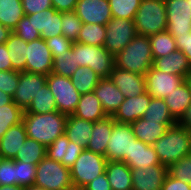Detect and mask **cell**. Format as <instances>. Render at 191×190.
Instances as JSON below:
<instances>
[{
    "label": "cell",
    "instance_id": "obj_1",
    "mask_svg": "<svg viewBox=\"0 0 191 190\" xmlns=\"http://www.w3.org/2000/svg\"><path fill=\"white\" fill-rule=\"evenodd\" d=\"M68 115L59 111L37 114L24 111L22 122L25 125L27 137L36 140L45 147L51 145L58 137L65 134Z\"/></svg>",
    "mask_w": 191,
    "mask_h": 190
},
{
    "label": "cell",
    "instance_id": "obj_2",
    "mask_svg": "<svg viewBox=\"0 0 191 190\" xmlns=\"http://www.w3.org/2000/svg\"><path fill=\"white\" fill-rule=\"evenodd\" d=\"M115 66L140 75H145L153 65L149 36L137 34L123 50L114 56Z\"/></svg>",
    "mask_w": 191,
    "mask_h": 190
},
{
    "label": "cell",
    "instance_id": "obj_3",
    "mask_svg": "<svg viewBox=\"0 0 191 190\" xmlns=\"http://www.w3.org/2000/svg\"><path fill=\"white\" fill-rule=\"evenodd\" d=\"M161 164L172 163L191 153V131L179 123L169 127L164 136L153 145Z\"/></svg>",
    "mask_w": 191,
    "mask_h": 190
},
{
    "label": "cell",
    "instance_id": "obj_4",
    "mask_svg": "<svg viewBox=\"0 0 191 190\" xmlns=\"http://www.w3.org/2000/svg\"><path fill=\"white\" fill-rule=\"evenodd\" d=\"M137 34L151 36L166 31L165 0H142L134 19Z\"/></svg>",
    "mask_w": 191,
    "mask_h": 190
},
{
    "label": "cell",
    "instance_id": "obj_5",
    "mask_svg": "<svg viewBox=\"0 0 191 190\" xmlns=\"http://www.w3.org/2000/svg\"><path fill=\"white\" fill-rule=\"evenodd\" d=\"M34 185L46 190H75L70 168L45 156L36 165Z\"/></svg>",
    "mask_w": 191,
    "mask_h": 190
},
{
    "label": "cell",
    "instance_id": "obj_6",
    "mask_svg": "<svg viewBox=\"0 0 191 190\" xmlns=\"http://www.w3.org/2000/svg\"><path fill=\"white\" fill-rule=\"evenodd\" d=\"M108 160L105 156L84 149L70 167L75 190H82L89 182L103 174Z\"/></svg>",
    "mask_w": 191,
    "mask_h": 190
},
{
    "label": "cell",
    "instance_id": "obj_7",
    "mask_svg": "<svg viewBox=\"0 0 191 190\" xmlns=\"http://www.w3.org/2000/svg\"><path fill=\"white\" fill-rule=\"evenodd\" d=\"M76 59L79 66H88L100 77H110L115 66L114 56L104 46L76 42Z\"/></svg>",
    "mask_w": 191,
    "mask_h": 190
},
{
    "label": "cell",
    "instance_id": "obj_8",
    "mask_svg": "<svg viewBox=\"0 0 191 190\" xmlns=\"http://www.w3.org/2000/svg\"><path fill=\"white\" fill-rule=\"evenodd\" d=\"M47 85L56 101L57 111L67 115L73 114L81 94L71 79L51 72L47 75Z\"/></svg>",
    "mask_w": 191,
    "mask_h": 190
},
{
    "label": "cell",
    "instance_id": "obj_9",
    "mask_svg": "<svg viewBox=\"0 0 191 190\" xmlns=\"http://www.w3.org/2000/svg\"><path fill=\"white\" fill-rule=\"evenodd\" d=\"M104 48L113 56L137 35L134 20L113 17L106 25Z\"/></svg>",
    "mask_w": 191,
    "mask_h": 190
},
{
    "label": "cell",
    "instance_id": "obj_10",
    "mask_svg": "<svg viewBox=\"0 0 191 190\" xmlns=\"http://www.w3.org/2000/svg\"><path fill=\"white\" fill-rule=\"evenodd\" d=\"M132 139H136L131 124L115 122L106 150L108 161L125 162L129 157Z\"/></svg>",
    "mask_w": 191,
    "mask_h": 190
},
{
    "label": "cell",
    "instance_id": "obj_11",
    "mask_svg": "<svg viewBox=\"0 0 191 190\" xmlns=\"http://www.w3.org/2000/svg\"><path fill=\"white\" fill-rule=\"evenodd\" d=\"M167 27L170 34L191 31L190 0H165Z\"/></svg>",
    "mask_w": 191,
    "mask_h": 190
},
{
    "label": "cell",
    "instance_id": "obj_12",
    "mask_svg": "<svg viewBox=\"0 0 191 190\" xmlns=\"http://www.w3.org/2000/svg\"><path fill=\"white\" fill-rule=\"evenodd\" d=\"M26 55V72L45 76L52 72L53 57L43 38L28 42Z\"/></svg>",
    "mask_w": 191,
    "mask_h": 190
},
{
    "label": "cell",
    "instance_id": "obj_13",
    "mask_svg": "<svg viewBox=\"0 0 191 190\" xmlns=\"http://www.w3.org/2000/svg\"><path fill=\"white\" fill-rule=\"evenodd\" d=\"M145 82L147 93L154 98H165L174 89H176L185 78L162 72L153 66L146 72Z\"/></svg>",
    "mask_w": 191,
    "mask_h": 190
},
{
    "label": "cell",
    "instance_id": "obj_14",
    "mask_svg": "<svg viewBox=\"0 0 191 190\" xmlns=\"http://www.w3.org/2000/svg\"><path fill=\"white\" fill-rule=\"evenodd\" d=\"M45 84H47L45 75L19 72V84L13 96V102L25 111Z\"/></svg>",
    "mask_w": 191,
    "mask_h": 190
},
{
    "label": "cell",
    "instance_id": "obj_15",
    "mask_svg": "<svg viewBox=\"0 0 191 190\" xmlns=\"http://www.w3.org/2000/svg\"><path fill=\"white\" fill-rule=\"evenodd\" d=\"M168 174V167L157 164L150 167L131 169L132 190H161Z\"/></svg>",
    "mask_w": 191,
    "mask_h": 190
},
{
    "label": "cell",
    "instance_id": "obj_16",
    "mask_svg": "<svg viewBox=\"0 0 191 190\" xmlns=\"http://www.w3.org/2000/svg\"><path fill=\"white\" fill-rule=\"evenodd\" d=\"M74 12L82 23L105 26L113 18L109 0H77Z\"/></svg>",
    "mask_w": 191,
    "mask_h": 190
},
{
    "label": "cell",
    "instance_id": "obj_17",
    "mask_svg": "<svg viewBox=\"0 0 191 190\" xmlns=\"http://www.w3.org/2000/svg\"><path fill=\"white\" fill-rule=\"evenodd\" d=\"M125 98L136 97L147 92L145 76L114 66L109 77Z\"/></svg>",
    "mask_w": 191,
    "mask_h": 190
},
{
    "label": "cell",
    "instance_id": "obj_18",
    "mask_svg": "<svg viewBox=\"0 0 191 190\" xmlns=\"http://www.w3.org/2000/svg\"><path fill=\"white\" fill-rule=\"evenodd\" d=\"M32 26L38 30L41 38L49 39L61 33L62 12L56 11L54 8L45 9L28 15Z\"/></svg>",
    "mask_w": 191,
    "mask_h": 190
},
{
    "label": "cell",
    "instance_id": "obj_19",
    "mask_svg": "<svg viewBox=\"0 0 191 190\" xmlns=\"http://www.w3.org/2000/svg\"><path fill=\"white\" fill-rule=\"evenodd\" d=\"M150 99L151 96L147 92L136 97L125 98L112 117L116 122L131 124L143 118Z\"/></svg>",
    "mask_w": 191,
    "mask_h": 190
},
{
    "label": "cell",
    "instance_id": "obj_20",
    "mask_svg": "<svg viewBox=\"0 0 191 190\" xmlns=\"http://www.w3.org/2000/svg\"><path fill=\"white\" fill-rule=\"evenodd\" d=\"M83 150V147L69 141L63 134L47 147L46 156L70 168Z\"/></svg>",
    "mask_w": 191,
    "mask_h": 190
},
{
    "label": "cell",
    "instance_id": "obj_21",
    "mask_svg": "<svg viewBox=\"0 0 191 190\" xmlns=\"http://www.w3.org/2000/svg\"><path fill=\"white\" fill-rule=\"evenodd\" d=\"M93 92L100 100L107 116H113L121 103L125 100V96L109 77L100 78Z\"/></svg>",
    "mask_w": 191,
    "mask_h": 190
},
{
    "label": "cell",
    "instance_id": "obj_22",
    "mask_svg": "<svg viewBox=\"0 0 191 190\" xmlns=\"http://www.w3.org/2000/svg\"><path fill=\"white\" fill-rule=\"evenodd\" d=\"M152 66L162 72L178 75L185 79L191 75V65L185 54L180 50H175L168 56L155 58Z\"/></svg>",
    "mask_w": 191,
    "mask_h": 190
},
{
    "label": "cell",
    "instance_id": "obj_23",
    "mask_svg": "<svg viewBox=\"0 0 191 190\" xmlns=\"http://www.w3.org/2000/svg\"><path fill=\"white\" fill-rule=\"evenodd\" d=\"M125 163L131 169H144L145 167L161 164L155 148L137 139H132L130 154Z\"/></svg>",
    "mask_w": 191,
    "mask_h": 190
},
{
    "label": "cell",
    "instance_id": "obj_24",
    "mask_svg": "<svg viewBox=\"0 0 191 190\" xmlns=\"http://www.w3.org/2000/svg\"><path fill=\"white\" fill-rule=\"evenodd\" d=\"M176 123H158L139 118L131 123L133 133L137 140L153 146L154 143L165 135L167 129Z\"/></svg>",
    "mask_w": 191,
    "mask_h": 190
},
{
    "label": "cell",
    "instance_id": "obj_25",
    "mask_svg": "<svg viewBox=\"0 0 191 190\" xmlns=\"http://www.w3.org/2000/svg\"><path fill=\"white\" fill-rule=\"evenodd\" d=\"M115 122L112 116L94 122L86 149L106 157L107 144Z\"/></svg>",
    "mask_w": 191,
    "mask_h": 190
},
{
    "label": "cell",
    "instance_id": "obj_26",
    "mask_svg": "<svg viewBox=\"0 0 191 190\" xmlns=\"http://www.w3.org/2000/svg\"><path fill=\"white\" fill-rule=\"evenodd\" d=\"M173 119L178 123L184 116L186 109L191 105V87L185 79L181 85L163 98Z\"/></svg>",
    "mask_w": 191,
    "mask_h": 190
},
{
    "label": "cell",
    "instance_id": "obj_27",
    "mask_svg": "<svg viewBox=\"0 0 191 190\" xmlns=\"http://www.w3.org/2000/svg\"><path fill=\"white\" fill-rule=\"evenodd\" d=\"M26 128L23 122L10 127L0 138V155L3 159H14L27 139Z\"/></svg>",
    "mask_w": 191,
    "mask_h": 190
},
{
    "label": "cell",
    "instance_id": "obj_28",
    "mask_svg": "<svg viewBox=\"0 0 191 190\" xmlns=\"http://www.w3.org/2000/svg\"><path fill=\"white\" fill-rule=\"evenodd\" d=\"M92 130L93 122L78 118L73 114L68 115L65 125V135L69 141L86 149Z\"/></svg>",
    "mask_w": 191,
    "mask_h": 190
},
{
    "label": "cell",
    "instance_id": "obj_29",
    "mask_svg": "<svg viewBox=\"0 0 191 190\" xmlns=\"http://www.w3.org/2000/svg\"><path fill=\"white\" fill-rule=\"evenodd\" d=\"M73 115L93 123L107 117L94 92L81 95Z\"/></svg>",
    "mask_w": 191,
    "mask_h": 190
},
{
    "label": "cell",
    "instance_id": "obj_30",
    "mask_svg": "<svg viewBox=\"0 0 191 190\" xmlns=\"http://www.w3.org/2000/svg\"><path fill=\"white\" fill-rule=\"evenodd\" d=\"M106 175L112 190H132L131 168L122 161H108Z\"/></svg>",
    "mask_w": 191,
    "mask_h": 190
},
{
    "label": "cell",
    "instance_id": "obj_31",
    "mask_svg": "<svg viewBox=\"0 0 191 190\" xmlns=\"http://www.w3.org/2000/svg\"><path fill=\"white\" fill-rule=\"evenodd\" d=\"M5 45L12 62V70L24 72L27 58V42L12 32Z\"/></svg>",
    "mask_w": 191,
    "mask_h": 190
},
{
    "label": "cell",
    "instance_id": "obj_32",
    "mask_svg": "<svg viewBox=\"0 0 191 190\" xmlns=\"http://www.w3.org/2000/svg\"><path fill=\"white\" fill-rule=\"evenodd\" d=\"M21 0H0V24L13 31L24 16Z\"/></svg>",
    "mask_w": 191,
    "mask_h": 190
},
{
    "label": "cell",
    "instance_id": "obj_33",
    "mask_svg": "<svg viewBox=\"0 0 191 190\" xmlns=\"http://www.w3.org/2000/svg\"><path fill=\"white\" fill-rule=\"evenodd\" d=\"M71 82L77 91L82 95L93 92L96 88L100 77L88 66H79L70 76Z\"/></svg>",
    "mask_w": 191,
    "mask_h": 190
},
{
    "label": "cell",
    "instance_id": "obj_34",
    "mask_svg": "<svg viewBox=\"0 0 191 190\" xmlns=\"http://www.w3.org/2000/svg\"><path fill=\"white\" fill-rule=\"evenodd\" d=\"M79 67L76 59V42H73L70 50L53 58L52 73L70 78Z\"/></svg>",
    "mask_w": 191,
    "mask_h": 190
},
{
    "label": "cell",
    "instance_id": "obj_35",
    "mask_svg": "<svg viewBox=\"0 0 191 190\" xmlns=\"http://www.w3.org/2000/svg\"><path fill=\"white\" fill-rule=\"evenodd\" d=\"M46 149L43 144L27 138L13 160L37 165L46 156Z\"/></svg>",
    "mask_w": 191,
    "mask_h": 190
},
{
    "label": "cell",
    "instance_id": "obj_36",
    "mask_svg": "<svg viewBox=\"0 0 191 190\" xmlns=\"http://www.w3.org/2000/svg\"><path fill=\"white\" fill-rule=\"evenodd\" d=\"M105 36L106 26L93 23H82L76 42L92 46H104Z\"/></svg>",
    "mask_w": 191,
    "mask_h": 190
},
{
    "label": "cell",
    "instance_id": "obj_37",
    "mask_svg": "<svg viewBox=\"0 0 191 190\" xmlns=\"http://www.w3.org/2000/svg\"><path fill=\"white\" fill-rule=\"evenodd\" d=\"M57 111L56 101L47 84L40 88L39 93L25 110L27 113H51Z\"/></svg>",
    "mask_w": 191,
    "mask_h": 190
},
{
    "label": "cell",
    "instance_id": "obj_38",
    "mask_svg": "<svg viewBox=\"0 0 191 190\" xmlns=\"http://www.w3.org/2000/svg\"><path fill=\"white\" fill-rule=\"evenodd\" d=\"M143 118L158 123H177L171 116L167 104L162 98L151 97Z\"/></svg>",
    "mask_w": 191,
    "mask_h": 190
},
{
    "label": "cell",
    "instance_id": "obj_39",
    "mask_svg": "<svg viewBox=\"0 0 191 190\" xmlns=\"http://www.w3.org/2000/svg\"><path fill=\"white\" fill-rule=\"evenodd\" d=\"M153 58L168 56L171 52L177 50L176 42L173 36L163 31L149 36Z\"/></svg>",
    "mask_w": 191,
    "mask_h": 190
},
{
    "label": "cell",
    "instance_id": "obj_40",
    "mask_svg": "<svg viewBox=\"0 0 191 190\" xmlns=\"http://www.w3.org/2000/svg\"><path fill=\"white\" fill-rule=\"evenodd\" d=\"M24 110L14 102L0 107V138L12 126L22 122Z\"/></svg>",
    "mask_w": 191,
    "mask_h": 190
},
{
    "label": "cell",
    "instance_id": "obj_41",
    "mask_svg": "<svg viewBox=\"0 0 191 190\" xmlns=\"http://www.w3.org/2000/svg\"><path fill=\"white\" fill-rule=\"evenodd\" d=\"M142 0H109L112 17L134 20Z\"/></svg>",
    "mask_w": 191,
    "mask_h": 190
},
{
    "label": "cell",
    "instance_id": "obj_42",
    "mask_svg": "<svg viewBox=\"0 0 191 190\" xmlns=\"http://www.w3.org/2000/svg\"><path fill=\"white\" fill-rule=\"evenodd\" d=\"M82 21L74 11L62 12L61 33L72 42L77 41Z\"/></svg>",
    "mask_w": 191,
    "mask_h": 190
},
{
    "label": "cell",
    "instance_id": "obj_43",
    "mask_svg": "<svg viewBox=\"0 0 191 190\" xmlns=\"http://www.w3.org/2000/svg\"><path fill=\"white\" fill-rule=\"evenodd\" d=\"M168 173L177 180L191 185V153L172 163Z\"/></svg>",
    "mask_w": 191,
    "mask_h": 190
},
{
    "label": "cell",
    "instance_id": "obj_44",
    "mask_svg": "<svg viewBox=\"0 0 191 190\" xmlns=\"http://www.w3.org/2000/svg\"><path fill=\"white\" fill-rule=\"evenodd\" d=\"M36 178V165L16 161V185L29 187L34 185Z\"/></svg>",
    "mask_w": 191,
    "mask_h": 190
},
{
    "label": "cell",
    "instance_id": "obj_45",
    "mask_svg": "<svg viewBox=\"0 0 191 190\" xmlns=\"http://www.w3.org/2000/svg\"><path fill=\"white\" fill-rule=\"evenodd\" d=\"M12 32L27 43L41 38L38 30L30 23L28 15H24L21 18L18 25Z\"/></svg>",
    "mask_w": 191,
    "mask_h": 190
},
{
    "label": "cell",
    "instance_id": "obj_46",
    "mask_svg": "<svg viewBox=\"0 0 191 190\" xmlns=\"http://www.w3.org/2000/svg\"><path fill=\"white\" fill-rule=\"evenodd\" d=\"M19 84V72L13 70L0 71V90L14 96Z\"/></svg>",
    "mask_w": 191,
    "mask_h": 190
},
{
    "label": "cell",
    "instance_id": "obj_47",
    "mask_svg": "<svg viewBox=\"0 0 191 190\" xmlns=\"http://www.w3.org/2000/svg\"><path fill=\"white\" fill-rule=\"evenodd\" d=\"M0 185H16V161L2 159L0 162Z\"/></svg>",
    "mask_w": 191,
    "mask_h": 190
},
{
    "label": "cell",
    "instance_id": "obj_48",
    "mask_svg": "<svg viewBox=\"0 0 191 190\" xmlns=\"http://www.w3.org/2000/svg\"><path fill=\"white\" fill-rule=\"evenodd\" d=\"M47 46L49 47L52 57L55 58L58 55H61L64 51L70 50L73 42L67 39L63 35H57L50 37L45 40Z\"/></svg>",
    "mask_w": 191,
    "mask_h": 190
},
{
    "label": "cell",
    "instance_id": "obj_49",
    "mask_svg": "<svg viewBox=\"0 0 191 190\" xmlns=\"http://www.w3.org/2000/svg\"><path fill=\"white\" fill-rule=\"evenodd\" d=\"M25 15L35 14L53 8L51 0H21Z\"/></svg>",
    "mask_w": 191,
    "mask_h": 190
},
{
    "label": "cell",
    "instance_id": "obj_50",
    "mask_svg": "<svg viewBox=\"0 0 191 190\" xmlns=\"http://www.w3.org/2000/svg\"><path fill=\"white\" fill-rule=\"evenodd\" d=\"M175 39L177 50L182 51L191 65V31L184 34H171Z\"/></svg>",
    "mask_w": 191,
    "mask_h": 190
},
{
    "label": "cell",
    "instance_id": "obj_51",
    "mask_svg": "<svg viewBox=\"0 0 191 190\" xmlns=\"http://www.w3.org/2000/svg\"><path fill=\"white\" fill-rule=\"evenodd\" d=\"M82 190H112L106 172L89 182Z\"/></svg>",
    "mask_w": 191,
    "mask_h": 190
},
{
    "label": "cell",
    "instance_id": "obj_52",
    "mask_svg": "<svg viewBox=\"0 0 191 190\" xmlns=\"http://www.w3.org/2000/svg\"><path fill=\"white\" fill-rule=\"evenodd\" d=\"M161 190H191V185L186 184L181 180L175 179L168 173Z\"/></svg>",
    "mask_w": 191,
    "mask_h": 190
},
{
    "label": "cell",
    "instance_id": "obj_53",
    "mask_svg": "<svg viewBox=\"0 0 191 190\" xmlns=\"http://www.w3.org/2000/svg\"><path fill=\"white\" fill-rule=\"evenodd\" d=\"M52 6L56 11H74L77 0H51Z\"/></svg>",
    "mask_w": 191,
    "mask_h": 190
},
{
    "label": "cell",
    "instance_id": "obj_54",
    "mask_svg": "<svg viewBox=\"0 0 191 190\" xmlns=\"http://www.w3.org/2000/svg\"><path fill=\"white\" fill-rule=\"evenodd\" d=\"M12 70V62L5 43L0 44V71Z\"/></svg>",
    "mask_w": 191,
    "mask_h": 190
},
{
    "label": "cell",
    "instance_id": "obj_55",
    "mask_svg": "<svg viewBox=\"0 0 191 190\" xmlns=\"http://www.w3.org/2000/svg\"><path fill=\"white\" fill-rule=\"evenodd\" d=\"M185 129L191 131V105H189L184 113V116L178 122Z\"/></svg>",
    "mask_w": 191,
    "mask_h": 190
},
{
    "label": "cell",
    "instance_id": "obj_56",
    "mask_svg": "<svg viewBox=\"0 0 191 190\" xmlns=\"http://www.w3.org/2000/svg\"><path fill=\"white\" fill-rule=\"evenodd\" d=\"M11 33L12 31L9 28H6L0 24V44H4L8 40Z\"/></svg>",
    "mask_w": 191,
    "mask_h": 190
},
{
    "label": "cell",
    "instance_id": "obj_57",
    "mask_svg": "<svg viewBox=\"0 0 191 190\" xmlns=\"http://www.w3.org/2000/svg\"><path fill=\"white\" fill-rule=\"evenodd\" d=\"M13 102V97L0 90V107Z\"/></svg>",
    "mask_w": 191,
    "mask_h": 190
},
{
    "label": "cell",
    "instance_id": "obj_58",
    "mask_svg": "<svg viewBox=\"0 0 191 190\" xmlns=\"http://www.w3.org/2000/svg\"><path fill=\"white\" fill-rule=\"evenodd\" d=\"M0 190H24V187L18 186V185H0Z\"/></svg>",
    "mask_w": 191,
    "mask_h": 190
},
{
    "label": "cell",
    "instance_id": "obj_59",
    "mask_svg": "<svg viewBox=\"0 0 191 190\" xmlns=\"http://www.w3.org/2000/svg\"><path fill=\"white\" fill-rule=\"evenodd\" d=\"M24 190H46L41 187H37L35 185L29 186V187H24Z\"/></svg>",
    "mask_w": 191,
    "mask_h": 190
},
{
    "label": "cell",
    "instance_id": "obj_60",
    "mask_svg": "<svg viewBox=\"0 0 191 190\" xmlns=\"http://www.w3.org/2000/svg\"><path fill=\"white\" fill-rule=\"evenodd\" d=\"M187 80L189 81V85L191 87V75L187 78Z\"/></svg>",
    "mask_w": 191,
    "mask_h": 190
}]
</instances>
